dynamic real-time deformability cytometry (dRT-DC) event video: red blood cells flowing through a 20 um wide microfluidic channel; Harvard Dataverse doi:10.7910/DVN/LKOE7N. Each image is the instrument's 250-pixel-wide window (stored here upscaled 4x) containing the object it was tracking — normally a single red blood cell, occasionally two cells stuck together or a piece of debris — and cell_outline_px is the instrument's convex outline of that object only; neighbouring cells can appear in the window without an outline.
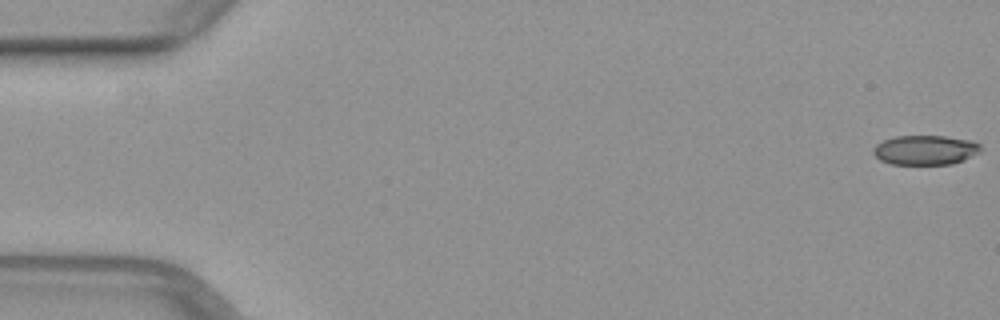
{"species": "common noctule bat (a hibernating species)", "species_latin": "Nyctalus noctula", "temperature_condition": "warm", "stored_images_in_passage": 51, "camera_frame_rate_fps": 3000, "um_per_image_px": 0.085, "animal": {"sex": "female", "body_mass_g": 29.2, "forearm_length_mm": 56.3}, "frame": {"image": 1, "passage_image": 1, "time_ms": 0.0, "image_size_px": [1000, 320], "cell_outline_px": [[980, 152], [964, 160], [952, 164], [892, 164], [880, 160], [872, 152], [872, 148], [876, 144], [884, 140], [896, 136], [944, 136], [972, 140], [980, 144]], "centroid_in_image_um": [78.65, 12.75], "position_along_channel_um": 6.4, "area_um2": 18.55}}
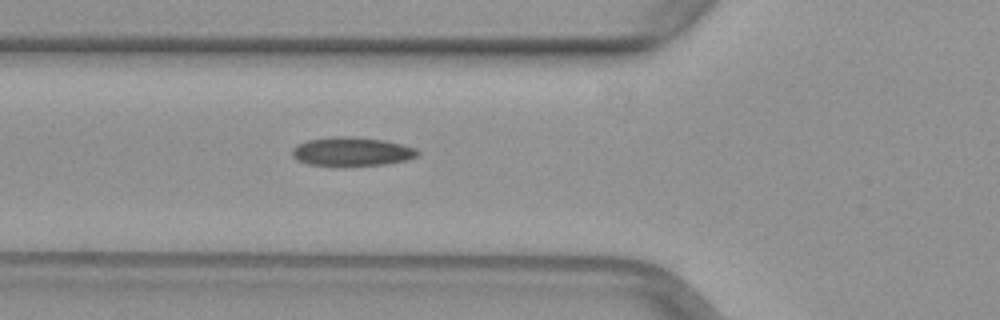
{"frame": {"image": 2, "passage_image": 19, "time_ms": 6.0, "image_size_px": [1000, 320], "cell_outline_px": [[420, 152], [416, 156], [404, 160], [388, 164], [308, 164], [296, 160], [292, 156], [292, 148], [296, 144], [308, 140], [332, 136], [352, 136], [384, 140], [416, 148]], "centroid_in_image_um": [29.87, 12.85], "position_along_channel_um": 95.9, "area_um2": 20.63}}
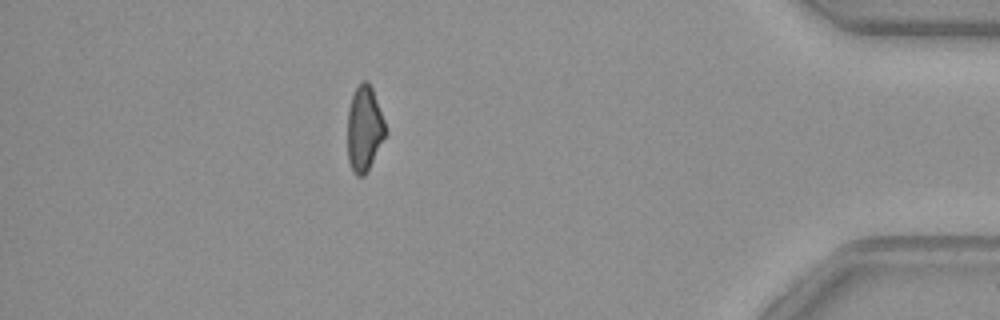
{"frame": {"image": 3, "passage_image": 45, "time_ms": 14.667, "image_size_px": [1000, 320], "cell_outline_px": [[388, 132], [368, 172], [364, 176], [356, 176], [352, 172], [348, 160], [348, 108], [352, 96], [356, 88], [364, 80], [368, 80], [372, 88], [384, 120]], "centroid_in_image_um": [30.98, 10.99], "position_along_channel_um": 404.2, "area_um2": 19.13}}